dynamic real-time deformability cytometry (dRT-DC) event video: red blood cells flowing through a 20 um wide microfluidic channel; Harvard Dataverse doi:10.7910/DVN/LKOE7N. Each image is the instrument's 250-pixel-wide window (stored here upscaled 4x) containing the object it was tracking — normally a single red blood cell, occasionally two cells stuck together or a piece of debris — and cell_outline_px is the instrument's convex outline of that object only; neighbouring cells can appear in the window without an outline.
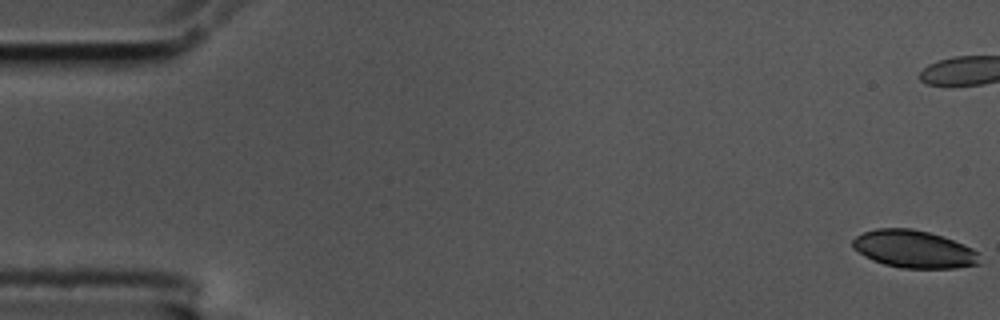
{"species": "common noctule bat (a hibernating species)", "species_latin": "Nyctalus noctula", "temperature_condition": "cold", "stored_images_in_passage": 8, "camera_frame_rate_fps": 3000, "um_per_image_px": 0.085, "animal": {"sex": "male", "body_mass_g": 17.5, "forearm_length_mm": 52.3}, "frame": {"image": 1, "passage_image": 1, "time_ms": 0.0, "image_size_px": [1000, 320], "cell_outline_px": [[980, 264], [956, 268], [900, 268], [884, 264], [872, 260], [864, 256], [852, 248], [852, 240], [856, 236], [864, 232], [876, 228], [912, 228], [928, 232], [952, 240], [972, 248], [976, 252]], "centroid_in_image_um": [77.63, 21.18], "position_along_channel_um": 7.4, "area_um2": 27.69}}